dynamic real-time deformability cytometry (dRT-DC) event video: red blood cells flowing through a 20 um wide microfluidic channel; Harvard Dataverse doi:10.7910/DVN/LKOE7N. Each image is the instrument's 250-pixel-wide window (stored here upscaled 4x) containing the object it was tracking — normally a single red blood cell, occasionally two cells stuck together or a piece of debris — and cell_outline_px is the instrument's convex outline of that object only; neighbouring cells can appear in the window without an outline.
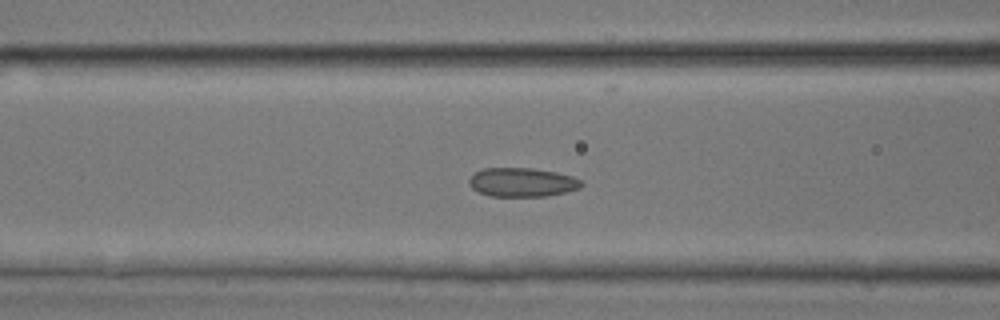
{"species": "common noctule bat (a hibernating species)", "species_latin": "Nyctalus noctula", "temperature_condition": "room temperature", "stored_images_in_passage": 22, "camera_frame_rate_fps": 3000, "um_per_image_px": 0.085, "animal": {"sex": "male", "body_mass_g": 17.9, "forearm_length_mm": 54.2}, "frame": {"image": 1, "passage_image": 15, "time_ms": 4.667, "image_size_px": [1000, 320], "cell_outline_px": [[584, 184], [580, 188], [548, 196], [492, 196], [480, 192], [472, 188], [468, 184], [468, 180], [476, 172], [484, 168], [532, 168], [556, 172], [572, 176], [580, 180]], "centroid_in_image_um": [44.39, 15.49], "position_along_channel_um": 122.2, "area_um2": 18.84}}